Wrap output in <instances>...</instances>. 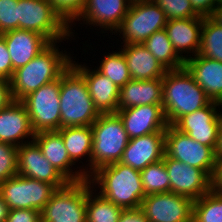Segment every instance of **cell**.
Here are the masks:
<instances>
[{"label": "cell", "instance_id": "43", "mask_svg": "<svg viewBox=\"0 0 222 222\" xmlns=\"http://www.w3.org/2000/svg\"><path fill=\"white\" fill-rule=\"evenodd\" d=\"M13 101L10 81L0 78V110L8 107Z\"/></svg>", "mask_w": 222, "mask_h": 222}, {"label": "cell", "instance_id": "16", "mask_svg": "<svg viewBox=\"0 0 222 222\" xmlns=\"http://www.w3.org/2000/svg\"><path fill=\"white\" fill-rule=\"evenodd\" d=\"M33 140L41 148L44 157L69 182H80L88 179V167L76 169L75 172L72 170V166L75 164L70 160L61 134L58 131L36 133Z\"/></svg>", "mask_w": 222, "mask_h": 222}, {"label": "cell", "instance_id": "29", "mask_svg": "<svg viewBox=\"0 0 222 222\" xmlns=\"http://www.w3.org/2000/svg\"><path fill=\"white\" fill-rule=\"evenodd\" d=\"M200 55L222 62V26L210 17H203Z\"/></svg>", "mask_w": 222, "mask_h": 222}, {"label": "cell", "instance_id": "38", "mask_svg": "<svg viewBox=\"0 0 222 222\" xmlns=\"http://www.w3.org/2000/svg\"><path fill=\"white\" fill-rule=\"evenodd\" d=\"M18 0H0V34L18 29Z\"/></svg>", "mask_w": 222, "mask_h": 222}, {"label": "cell", "instance_id": "8", "mask_svg": "<svg viewBox=\"0 0 222 222\" xmlns=\"http://www.w3.org/2000/svg\"><path fill=\"white\" fill-rule=\"evenodd\" d=\"M61 76L27 95L21 102L29 114L34 133L58 131L60 115Z\"/></svg>", "mask_w": 222, "mask_h": 222}, {"label": "cell", "instance_id": "33", "mask_svg": "<svg viewBox=\"0 0 222 222\" xmlns=\"http://www.w3.org/2000/svg\"><path fill=\"white\" fill-rule=\"evenodd\" d=\"M218 110H220V103L212 101L209 105L205 106L204 108L182 116L173 126H220L221 111Z\"/></svg>", "mask_w": 222, "mask_h": 222}, {"label": "cell", "instance_id": "6", "mask_svg": "<svg viewBox=\"0 0 222 222\" xmlns=\"http://www.w3.org/2000/svg\"><path fill=\"white\" fill-rule=\"evenodd\" d=\"M18 29L37 32L50 42L74 37L70 26L47 0H18Z\"/></svg>", "mask_w": 222, "mask_h": 222}, {"label": "cell", "instance_id": "9", "mask_svg": "<svg viewBox=\"0 0 222 222\" xmlns=\"http://www.w3.org/2000/svg\"><path fill=\"white\" fill-rule=\"evenodd\" d=\"M87 179L57 189L41 211V222H86Z\"/></svg>", "mask_w": 222, "mask_h": 222}, {"label": "cell", "instance_id": "32", "mask_svg": "<svg viewBox=\"0 0 222 222\" xmlns=\"http://www.w3.org/2000/svg\"><path fill=\"white\" fill-rule=\"evenodd\" d=\"M140 175L145 195L170 192V178L163 160L148 165Z\"/></svg>", "mask_w": 222, "mask_h": 222}, {"label": "cell", "instance_id": "36", "mask_svg": "<svg viewBox=\"0 0 222 222\" xmlns=\"http://www.w3.org/2000/svg\"><path fill=\"white\" fill-rule=\"evenodd\" d=\"M180 132L187 134L200 144L212 147L214 150L217 145L219 126H200V127H175Z\"/></svg>", "mask_w": 222, "mask_h": 222}, {"label": "cell", "instance_id": "24", "mask_svg": "<svg viewBox=\"0 0 222 222\" xmlns=\"http://www.w3.org/2000/svg\"><path fill=\"white\" fill-rule=\"evenodd\" d=\"M162 78L130 80L120 88L118 110L134 106L162 104Z\"/></svg>", "mask_w": 222, "mask_h": 222}, {"label": "cell", "instance_id": "3", "mask_svg": "<svg viewBox=\"0 0 222 222\" xmlns=\"http://www.w3.org/2000/svg\"><path fill=\"white\" fill-rule=\"evenodd\" d=\"M162 83V106L168 125L212 102L185 67L167 70Z\"/></svg>", "mask_w": 222, "mask_h": 222}, {"label": "cell", "instance_id": "41", "mask_svg": "<svg viewBox=\"0 0 222 222\" xmlns=\"http://www.w3.org/2000/svg\"><path fill=\"white\" fill-rule=\"evenodd\" d=\"M193 10L201 17H210L221 0H190Z\"/></svg>", "mask_w": 222, "mask_h": 222}, {"label": "cell", "instance_id": "30", "mask_svg": "<svg viewBox=\"0 0 222 222\" xmlns=\"http://www.w3.org/2000/svg\"><path fill=\"white\" fill-rule=\"evenodd\" d=\"M193 222H222V195L211 189L195 200Z\"/></svg>", "mask_w": 222, "mask_h": 222}, {"label": "cell", "instance_id": "23", "mask_svg": "<svg viewBox=\"0 0 222 222\" xmlns=\"http://www.w3.org/2000/svg\"><path fill=\"white\" fill-rule=\"evenodd\" d=\"M189 56L184 62V67L211 101L220 103L222 101V62L200 54Z\"/></svg>", "mask_w": 222, "mask_h": 222}, {"label": "cell", "instance_id": "31", "mask_svg": "<svg viewBox=\"0 0 222 222\" xmlns=\"http://www.w3.org/2000/svg\"><path fill=\"white\" fill-rule=\"evenodd\" d=\"M99 62H101L100 66L96 69L108 77L119 88L131 80L125 57L120 48L117 52L115 50L113 53L106 54Z\"/></svg>", "mask_w": 222, "mask_h": 222}, {"label": "cell", "instance_id": "21", "mask_svg": "<svg viewBox=\"0 0 222 222\" xmlns=\"http://www.w3.org/2000/svg\"><path fill=\"white\" fill-rule=\"evenodd\" d=\"M35 133L31 127L29 114L21 101H13L8 107L0 110V142L16 147L33 140Z\"/></svg>", "mask_w": 222, "mask_h": 222}, {"label": "cell", "instance_id": "19", "mask_svg": "<svg viewBox=\"0 0 222 222\" xmlns=\"http://www.w3.org/2000/svg\"><path fill=\"white\" fill-rule=\"evenodd\" d=\"M71 64L84 76L89 94L100 114L116 113L120 88L98 70L90 69L85 64Z\"/></svg>", "mask_w": 222, "mask_h": 222}, {"label": "cell", "instance_id": "45", "mask_svg": "<svg viewBox=\"0 0 222 222\" xmlns=\"http://www.w3.org/2000/svg\"><path fill=\"white\" fill-rule=\"evenodd\" d=\"M210 18L222 26V1L215 7L212 14L210 15Z\"/></svg>", "mask_w": 222, "mask_h": 222}, {"label": "cell", "instance_id": "17", "mask_svg": "<svg viewBox=\"0 0 222 222\" xmlns=\"http://www.w3.org/2000/svg\"><path fill=\"white\" fill-rule=\"evenodd\" d=\"M131 2L132 0H86L82 13L75 21L82 20L85 25L88 23V26L102 28L103 33L104 30H109L113 35L120 27Z\"/></svg>", "mask_w": 222, "mask_h": 222}, {"label": "cell", "instance_id": "20", "mask_svg": "<svg viewBox=\"0 0 222 222\" xmlns=\"http://www.w3.org/2000/svg\"><path fill=\"white\" fill-rule=\"evenodd\" d=\"M0 35L6 42L13 70L26 65L51 43L43 35L30 30L15 29Z\"/></svg>", "mask_w": 222, "mask_h": 222}, {"label": "cell", "instance_id": "39", "mask_svg": "<svg viewBox=\"0 0 222 222\" xmlns=\"http://www.w3.org/2000/svg\"><path fill=\"white\" fill-rule=\"evenodd\" d=\"M6 222H41V212L32 209L9 210Z\"/></svg>", "mask_w": 222, "mask_h": 222}, {"label": "cell", "instance_id": "27", "mask_svg": "<svg viewBox=\"0 0 222 222\" xmlns=\"http://www.w3.org/2000/svg\"><path fill=\"white\" fill-rule=\"evenodd\" d=\"M142 45L165 69L176 70L184 67L185 60L174 50L165 29L154 32Z\"/></svg>", "mask_w": 222, "mask_h": 222}, {"label": "cell", "instance_id": "11", "mask_svg": "<svg viewBox=\"0 0 222 222\" xmlns=\"http://www.w3.org/2000/svg\"><path fill=\"white\" fill-rule=\"evenodd\" d=\"M165 154L203 170L212 179L217 161L215 150L193 140L173 125H168L165 130Z\"/></svg>", "mask_w": 222, "mask_h": 222}, {"label": "cell", "instance_id": "14", "mask_svg": "<svg viewBox=\"0 0 222 222\" xmlns=\"http://www.w3.org/2000/svg\"><path fill=\"white\" fill-rule=\"evenodd\" d=\"M17 172L21 176L50 183L56 189L63 188L69 183L44 157L34 140L18 147Z\"/></svg>", "mask_w": 222, "mask_h": 222}, {"label": "cell", "instance_id": "7", "mask_svg": "<svg viewBox=\"0 0 222 222\" xmlns=\"http://www.w3.org/2000/svg\"><path fill=\"white\" fill-rule=\"evenodd\" d=\"M164 11L153 0H132L126 16L114 35L120 33L123 44H142L154 32L165 28Z\"/></svg>", "mask_w": 222, "mask_h": 222}, {"label": "cell", "instance_id": "47", "mask_svg": "<svg viewBox=\"0 0 222 222\" xmlns=\"http://www.w3.org/2000/svg\"><path fill=\"white\" fill-rule=\"evenodd\" d=\"M9 213V208L0 195V222H6Z\"/></svg>", "mask_w": 222, "mask_h": 222}, {"label": "cell", "instance_id": "37", "mask_svg": "<svg viewBox=\"0 0 222 222\" xmlns=\"http://www.w3.org/2000/svg\"><path fill=\"white\" fill-rule=\"evenodd\" d=\"M71 27L82 13L86 0H47ZM72 23V24H71Z\"/></svg>", "mask_w": 222, "mask_h": 222}, {"label": "cell", "instance_id": "4", "mask_svg": "<svg viewBox=\"0 0 222 222\" xmlns=\"http://www.w3.org/2000/svg\"><path fill=\"white\" fill-rule=\"evenodd\" d=\"M61 128L91 126L100 116L84 76L71 64L61 74Z\"/></svg>", "mask_w": 222, "mask_h": 222}, {"label": "cell", "instance_id": "18", "mask_svg": "<svg viewBox=\"0 0 222 222\" xmlns=\"http://www.w3.org/2000/svg\"><path fill=\"white\" fill-rule=\"evenodd\" d=\"M165 155V132H156L129 139L119 162L142 171Z\"/></svg>", "mask_w": 222, "mask_h": 222}, {"label": "cell", "instance_id": "1", "mask_svg": "<svg viewBox=\"0 0 222 222\" xmlns=\"http://www.w3.org/2000/svg\"><path fill=\"white\" fill-rule=\"evenodd\" d=\"M57 42H51L30 62L14 70L10 80L14 101H22L41 86L58 79L71 65L70 53L60 51Z\"/></svg>", "mask_w": 222, "mask_h": 222}, {"label": "cell", "instance_id": "25", "mask_svg": "<svg viewBox=\"0 0 222 222\" xmlns=\"http://www.w3.org/2000/svg\"><path fill=\"white\" fill-rule=\"evenodd\" d=\"M132 80L163 78L167 69L142 44H125L121 49Z\"/></svg>", "mask_w": 222, "mask_h": 222}, {"label": "cell", "instance_id": "2", "mask_svg": "<svg viewBox=\"0 0 222 222\" xmlns=\"http://www.w3.org/2000/svg\"><path fill=\"white\" fill-rule=\"evenodd\" d=\"M88 179L102 197L123 209L140 208L146 197L140 171L121 162L99 167Z\"/></svg>", "mask_w": 222, "mask_h": 222}, {"label": "cell", "instance_id": "28", "mask_svg": "<svg viewBox=\"0 0 222 222\" xmlns=\"http://www.w3.org/2000/svg\"><path fill=\"white\" fill-rule=\"evenodd\" d=\"M91 186L87 179L86 222H118L123 208L96 193L98 187Z\"/></svg>", "mask_w": 222, "mask_h": 222}, {"label": "cell", "instance_id": "22", "mask_svg": "<svg viewBox=\"0 0 222 222\" xmlns=\"http://www.w3.org/2000/svg\"><path fill=\"white\" fill-rule=\"evenodd\" d=\"M203 17L167 20L165 30L177 54L186 60L192 53L196 56L201 46ZM187 55H182V54ZM194 54V55H193Z\"/></svg>", "mask_w": 222, "mask_h": 222}, {"label": "cell", "instance_id": "13", "mask_svg": "<svg viewBox=\"0 0 222 222\" xmlns=\"http://www.w3.org/2000/svg\"><path fill=\"white\" fill-rule=\"evenodd\" d=\"M162 160L170 178V192L195 201L212 189V179L203 170L170 158L166 154Z\"/></svg>", "mask_w": 222, "mask_h": 222}, {"label": "cell", "instance_id": "5", "mask_svg": "<svg viewBox=\"0 0 222 222\" xmlns=\"http://www.w3.org/2000/svg\"><path fill=\"white\" fill-rule=\"evenodd\" d=\"M91 174L99 167L119 162L129 138L117 113L100 114L91 125Z\"/></svg>", "mask_w": 222, "mask_h": 222}, {"label": "cell", "instance_id": "46", "mask_svg": "<svg viewBox=\"0 0 222 222\" xmlns=\"http://www.w3.org/2000/svg\"><path fill=\"white\" fill-rule=\"evenodd\" d=\"M215 153H216L217 158H222V115H221L219 130H218V139H217V145L215 148Z\"/></svg>", "mask_w": 222, "mask_h": 222}, {"label": "cell", "instance_id": "35", "mask_svg": "<svg viewBox=\"0 0 222 222\" xmlns=\"http://www.w3.org/2000/svg\"><path fill=\"white\" fill-rule=\"evenodd\" d=\"M18 162V147L0 142V183L16 176Z\"/></svg>", "mask_w": 222, "mask_h": 222}, {"label": "cell", "instance_id": "44", "mask_svg": "<svg viewBox=\"0 0 222 222\" xmlns=\"http://www.w3.org/2000/svg\"><path fill=\"white\" fill-rule=\"evenodd\" d=\"M212 189L222 195V158H217L215 171L212 177Z\"/></svg>", "mask_w": 222, "mask_h": 222}, {"label": "cell", "instance_id": "15", "mask_svg": "<svg viewBox=\"0 0 222 222\" xmlns=\"http://www.w3.org/2000/svg\"><path fill=\"white\" fill-rule=\"evenodd\" d=\"M129 139L165 132L168 127L162 104L134 106L117 110Z\"/></svg>", "mask_w": 222, "mask_h": 222}, {"label": "cell", "instance_id": "40", "mask_svg": "<svg viewBox=\"0 0 222 222\" xmlns=\"http://www.w3.org/2000/svg\"><path fill=\"white\" fill-rule=\"evenodd\" d=\"M14 74L10 54L4 38L0 35V78L11 80Z\"/></svg>", "mask_w": 222, "mask_h": 222}, {"label": "cell", "instance_id": "26", "mask_svg": "<svg viewBox=\"0 0 222 222\" xmlns=\"http://www.w3.org/2000/svg\"><path fill=\"white\" fill-rule=\"evenodd\" d=\"M63 139L64 146L70 160L75 164L86 155L88 156V177L91 175V154H92V128L91 126L63 127L58 130Z\"/></svg>", "mask_w": 222, "mask_h": 222}, {"label": "cell", "instance_id": "12", "mask_svg": "<svg viewBox=\"0 0 222 222\" xmlns=\"http://www.w3.org/2000/svg\"><path fill=\"white\" fill-rule=\"evenodd\" d=\"M194 201L173 192L149 194L141 209L149 222H193Z\"/></svg>", "mask_w": 222, "mask_h": 222}, {"label": "cell", "instance_id": "10", "mask_svg": "<svg viewBox=\"0 0 222 222\" xmlns=\"http://www.w3.org/2000/svg\"><path fill=\"white\" fill-rule=\"evenodd\" d=\"M57 189L50 183L17 174L0 183V195L12 209L42 211Z\"/></svg>", "mask_w": 222, "mask_h": 222}, {"label": "cell", "instance_id": "42", "mask_svg": "<svg viewBox=\"0 0 222 222\" xmlns=\"http://www.w3.org/2000/svg\"><path fill=\"white\" fill-rule=\"evenodd\" d=\"M118 222H149L141 208L123 209Z\"/></svg>", "mask_w": 222, "mask_h": 222}, {"label": "cell", "instance_id": "34", "mask_svg": "<svg viewBox=\"0 0 222 222\" xmlns=\"http://www.w3.org/2000/svg\"><path fill=\"white\" fill-rule=\"evenodd\" d=\"M165 13L167 20L201 17L192 8L190 0H153Z\"/></svg>", "mask_w": 222, "mask_h": 222}]
</instances>
